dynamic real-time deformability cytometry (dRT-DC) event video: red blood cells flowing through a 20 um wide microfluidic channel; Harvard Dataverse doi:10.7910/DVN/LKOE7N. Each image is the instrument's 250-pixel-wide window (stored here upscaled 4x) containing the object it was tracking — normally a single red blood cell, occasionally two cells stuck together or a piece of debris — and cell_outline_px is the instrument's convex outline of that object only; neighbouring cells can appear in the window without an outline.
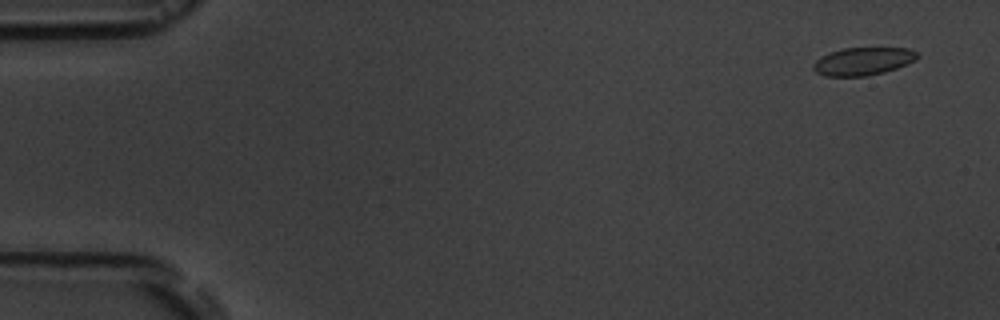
{"species": "common noctule bat (a hibernating species)", "species_latin": "Nyctalus noctula", "temperature_condition": "room temperature", "stored_images_in_passage": 5, "camera_frame_rate_fps": 3000, "um_per_image_px": 0.085, "animal": {"sex": "male", "body_mass_g": 19.5, "forearm_length_mm": 54.6}, "frame": {"image": 1, "passage_image": 1, "time_ms": 0.0, "image_size_px": [1000, 320], "cell_outline_px": [[920, 56], [916, 60], [896, 68], [884, 72], [868, 76], [824, 76], [816, 72], [812, 68], [812, 64], [820, 56], [828, 52], [844, 48], [908, 48], [916, 52]], "centroid_in_image_um": [73.33, 5.21], "position_along_channel_um": 11.7, "area_um2": 16.99}}
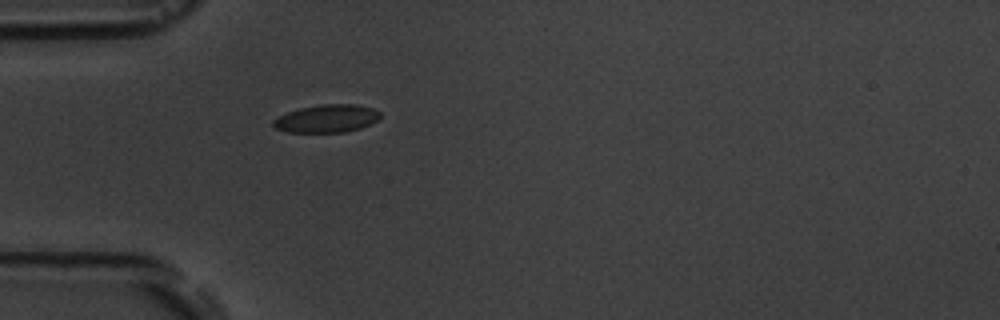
{"frame": {"image": 2, "passage_image": 5, "time_ms": 4.667, "image_size_px": [1000, 320], "cell_outline_px": [[380, 116], [376, 120], [360, 128], [344, 132], [288, 132], [276, 128], [272, 124], [272, 120], [288, 112], [300, 108], [324, 104], [356, 104], [372, 108], [380, 112]], "centroid_in_image_um": [27.76, 10.07], "position_along_channel_um": 57.2, "area_um2": 17.11}}